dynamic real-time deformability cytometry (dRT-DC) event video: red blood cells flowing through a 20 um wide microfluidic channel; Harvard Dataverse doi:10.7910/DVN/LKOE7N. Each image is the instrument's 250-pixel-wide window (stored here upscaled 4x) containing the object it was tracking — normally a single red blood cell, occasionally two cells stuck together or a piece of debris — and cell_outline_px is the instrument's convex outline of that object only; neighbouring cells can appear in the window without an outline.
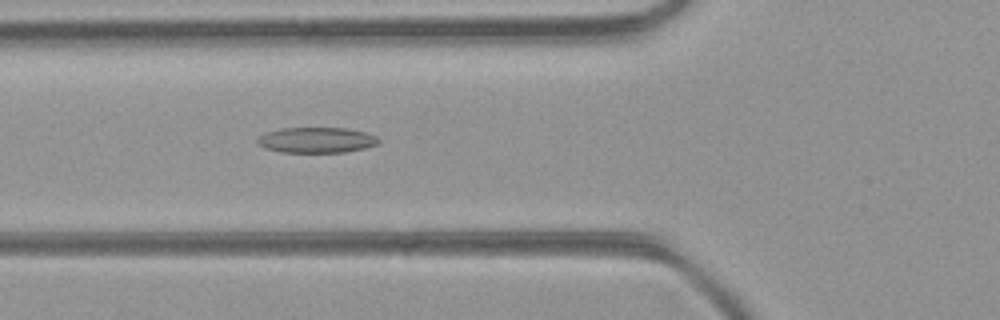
{"species": "common noctule bat (a hibernating species)", "species_latin": "Nyctalus noctula", "temperature_condition": "room temperature", "stored_images_in_passage": 45, "camera_frame_rate_fps": 3000, "um_per_image_px": 0.085, "animal": {"sex": "female", "body_mass_g": 21.9}, "frame": {"image": 1, "passage_image": 15, "time_ms": 4.667, "image_size_px": [1000, 320], "cell_outline_px": [[380, 140], [376, 144], [364, 148], [344, 152], [280, 152], [264, 148], [256, 144], [256, 140], [260, 136], [268, 132], [284, 128], [344, 128], [364, 132], [376, 136]], "centroid_in_image_um": [26.87, 11.91], "position_along_channel_um": 98.9, "area_um2": 17.86}}
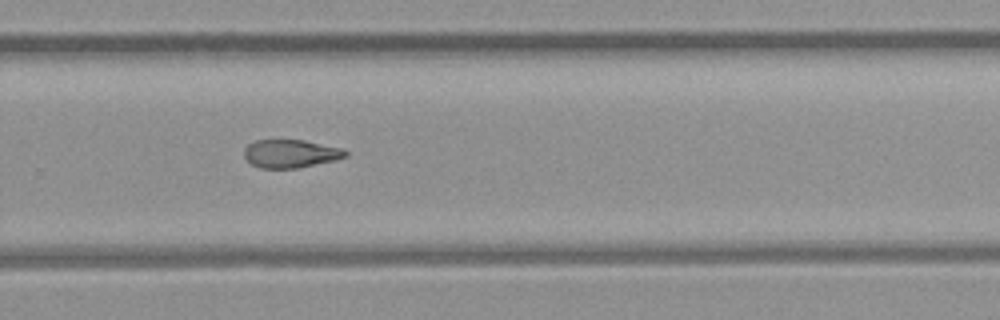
{"frame": {"image": 2, "passage_image": 29, "time_ms": 9.333, "image_size_px": [1000, 320], "cell_outline_px": [[348, 156], [336, 160], [296, 168], [260, 168], [252, 164], [244, 156], [244, 148], [248, 144], [256, 140], [304, 140], [344, 148], [348, 152]], "centroid_in_image_um": [24.73, 13.05], "position_along_channel_um": 305.1, "area_um2": 16.7}}
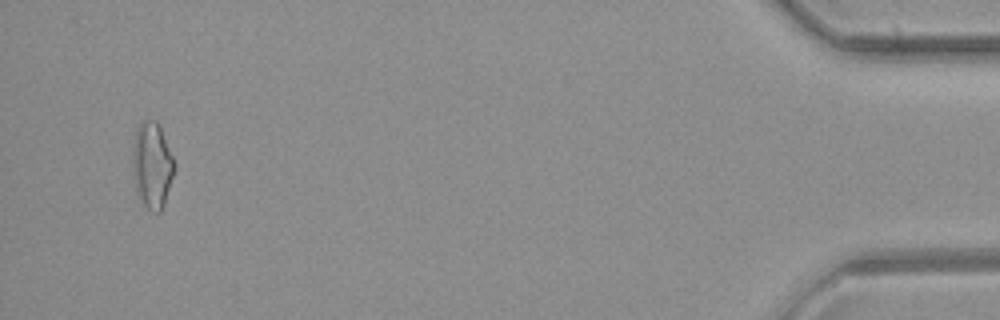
{"frame": {"image": 3, "passage_image": 43, "time_ms": 14.0, "image_size_px": [1000, 320], "cell_outline_px": [[172, 176], [164, 204], [160, 212], [156, 212], [148, 208], [144, 204], [136, 192], [132, 172], [132, 144], [136, 128], [140, 120], [156, 120], [160, 128], [172, 156]], "centroid_in_image_um": [12.86, 14.0], "position_along_channel_um": 422.3, "area_um2": 20.63}, "authors_computed_cell_mechanics": {"area_um2": 18.0914, "velocity_mm_per_s": 4.4131, "shape_relaxation_time_tau1_ms": 9.2023, "shape_relaxation_time_tau2_ms": 9.7636, "deformation_change_tau1": 0.2104, "deformation_change_tau2": 0.2401}}